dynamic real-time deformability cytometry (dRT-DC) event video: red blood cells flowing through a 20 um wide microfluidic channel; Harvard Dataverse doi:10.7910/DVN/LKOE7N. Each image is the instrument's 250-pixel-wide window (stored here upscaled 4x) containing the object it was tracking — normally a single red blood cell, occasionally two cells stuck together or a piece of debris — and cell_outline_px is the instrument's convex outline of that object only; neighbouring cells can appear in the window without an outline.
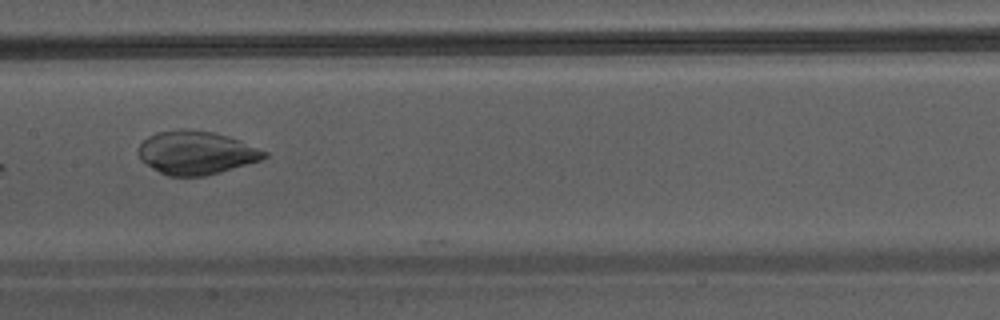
{"species": "Egyptian fruit bat (a non-hibernating species)", "species_latin": "Rousettus aegyptiacus", "temperature_condition": "warm", "stored_images_in_passage": 6, "camera_frame_rate_fps": 3000, "um_per_image_px": 0.085, "animal": {"sex": "male"}, "frame": {"image": 1, "passage_image": 6, "time_ms": 6.667, "image_size_px": [1000, 320], "cell_outline_px": [[268, 156], [260, 160], [220, 172], [204, 176], [168, 176], [152, 168], [140, 160], [136, 152], [136, 148], [148, 136], [156, 132], [212, 132], [240, 140], [268, 152]], "centroid_in_image_um": [16.65, 13.02], "position_along_channel_um": 190.7, "area_um2": 31.1}}